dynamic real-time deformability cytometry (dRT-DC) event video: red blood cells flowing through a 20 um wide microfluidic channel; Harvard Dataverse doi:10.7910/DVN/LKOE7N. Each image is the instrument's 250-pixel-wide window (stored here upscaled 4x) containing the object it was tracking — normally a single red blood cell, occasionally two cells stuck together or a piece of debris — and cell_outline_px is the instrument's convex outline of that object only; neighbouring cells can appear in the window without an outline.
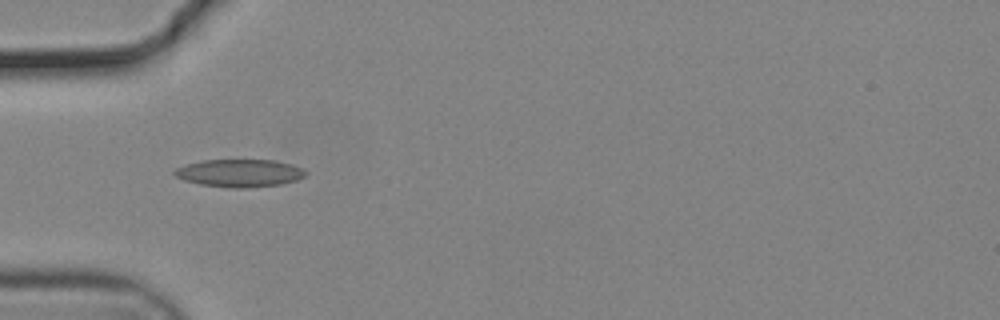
{"species": "common noctule bat (a hibernating species)", "species_latin": "Nyctalus noctula", "temperature_condition": "cold", "stored_images_in_passage": 9, "camera_frame_rate_fps": 3000, "um_per_image_px": 0.085, "animal": {"sex": "male", "body_mass_g": 19.2, "forearm_length_mm": 51.8}, "frame": {"image": 1, "passage_image": 6, "time_ms": 1.667, "image_size_px": [1000, 320], "cell_outline_px": [[308, 172], [304, 176], [296, 180], [280, 184], [248, 188], [232, 188], [200, 184], [184, 180], [176, 176], [172, 172], [176, 168], [184, 164], [204, 160], [276, 160], [292, 164], [304, 168]], "centroid_in_image_um": [20.38, 14.7], "position_along_channel_um": 64.6, "area_um2": 21.27}}
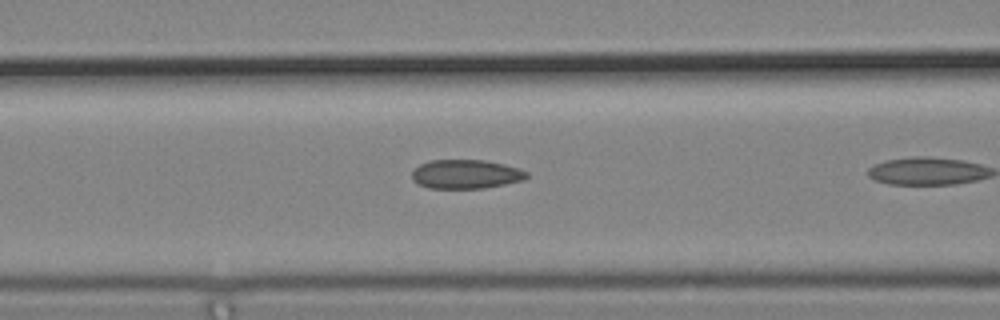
{"frame": {"image": 2, "passage_image": 8, "time_ms": 2.333, "image_size_px": [1000, 320], "cell_outline_px": [[528, 176], [524, 180], [484, 188], [428, 188], [416, 184], [412, 180], [412, 172], [420, 164], [432, 160], [484, 160], [504, 164], [520, 168], [528, 172]], "centroid_in_image_um": [39.6, 14.8], "position_along_channel_um": 127.0, "area_um2": 19.48}}